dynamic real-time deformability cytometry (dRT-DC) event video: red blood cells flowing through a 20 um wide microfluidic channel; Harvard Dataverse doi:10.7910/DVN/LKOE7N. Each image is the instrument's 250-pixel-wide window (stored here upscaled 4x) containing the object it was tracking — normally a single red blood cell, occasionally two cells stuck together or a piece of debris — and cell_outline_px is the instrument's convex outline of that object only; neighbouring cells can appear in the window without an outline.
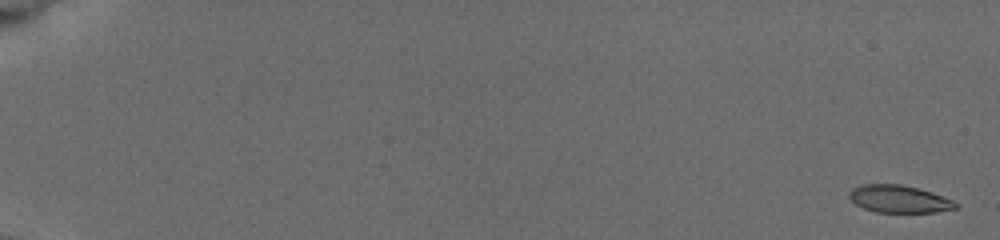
{"species": "common noctule bat (a hibernating species)", "species_latin": "Nyctalus noctula", "temperature_condition": "cold", "stored_images_in_passage": 12, "camera_frame_rate_fps": 3000, "um_per_image_px": 0.085, "animal": {"sex": "female", "body_mass_g": 19.5, "forearm_length_mm": 54.1}, "frame": {"image": 1, "passage_image": 1, "time_ms": 0.0, "image_size_px": [1000, 240], "cell_outline_px": [[956, 208], [936, 212], [876, 212], [864, 208], [856, 204], [848, 196], [848, 192], [852, 188], [864, 184], [900, 184], [932, 192], [952, 200], [956, 204]], "centroid_in_image_um": [76.38, 16.91], "position_along_channel_um": 8.6, "area_um2": 16.82}}
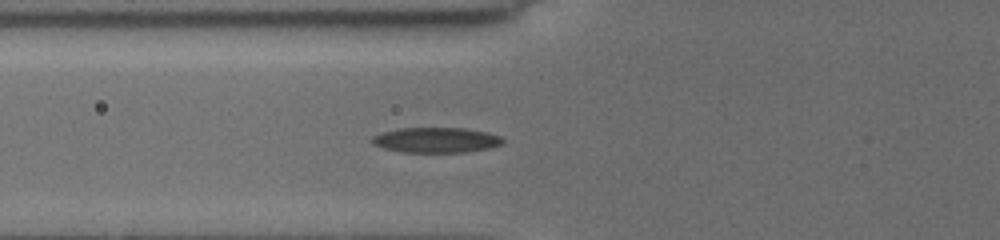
{"frame": {"image": 2, "passage_image": 9, "time_ms": 7.333, "image_size_px": [1000, 240], "cell_outline_px": [[504, 140], [500, 144], [488, 148], [468, 152], [400, 152], [384, 148], [372, 144], [368, 140], [372, 136], [384, 132], [400, 128], [464, 128], [484, 132], [500, 136]], "centroid_in_image_um": [37.0, 11.91], "position_along_channel_um": 88.8, "area_um2": 19.13}}
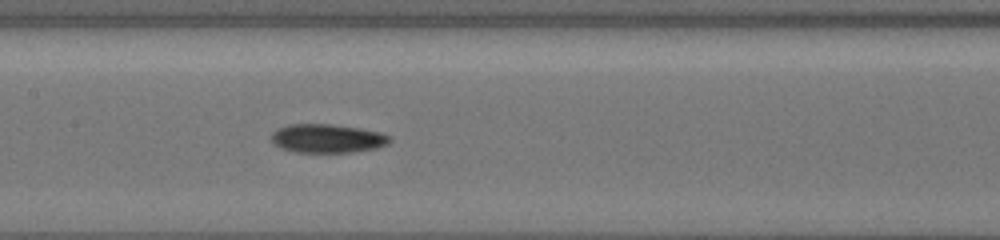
{"frame": {"image": 3, "passage_image": 12, "time_ms": 9.667, "image_size_px": [1000, 240], "cell_outline_px": [[392, 140], [388, 144], [376, 148], [352, 152], [296, 152], [280, 148], [272, 140], [272, 132], [288, 124], [328, 124], [360, 128], [380, 132], [392, 136]], "centroid_in_image_um": [27.87, 11.77], "position_along_channel_um": 179.5, "area_um2": 19.77}}